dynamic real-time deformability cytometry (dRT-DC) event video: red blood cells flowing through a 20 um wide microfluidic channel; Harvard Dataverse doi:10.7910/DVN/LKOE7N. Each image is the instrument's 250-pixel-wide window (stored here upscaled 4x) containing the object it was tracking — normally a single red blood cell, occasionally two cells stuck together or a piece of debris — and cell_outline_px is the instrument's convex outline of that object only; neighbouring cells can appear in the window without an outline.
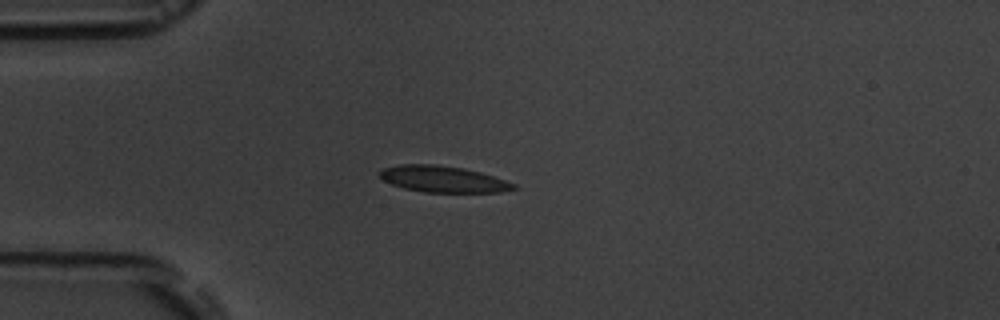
{"species": "common noctule bat (a hibernating species)", "species_latin": "Nyctalus noctula", "temperature_condition": "room temperature", "stored_images_in_passage": 2, "camera_frame_rate_fps": 3000, "um_per_image_px": 0.085, "animal": {"sex": "male", "body_mass_g": 19.5, "forearm_length_mm": 54.6}, "frame": {"image": 1, "passage_image": 1, "time_ms": 0.0, "image_size_px": [1000, 320], "cell_outline_px": [[520, 188], [500, 192], [424, 192], [404, 188], [392, 184], [384, 180], [380, 176], [380, 172], [384, 168], [400, 164], [432, 164], [464, 168], [480, 172], [516, 184]], "centroid_in_image_um": [37.69, 15.23], "position_along_channel_um": 47.3, "area_um2": 20.4}}